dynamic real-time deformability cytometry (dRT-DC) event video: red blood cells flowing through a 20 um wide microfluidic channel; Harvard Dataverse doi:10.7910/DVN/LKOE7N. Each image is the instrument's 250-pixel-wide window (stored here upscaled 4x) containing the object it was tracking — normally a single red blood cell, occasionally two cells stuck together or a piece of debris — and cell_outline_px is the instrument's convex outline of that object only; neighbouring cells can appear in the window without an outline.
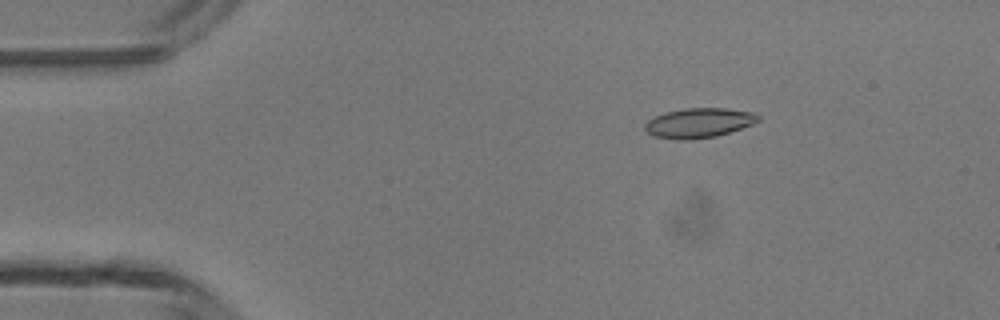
{"species": "common noctule bat (a hibernating species)", "species_latin": "Nyctalus noctula", "temperature_condition": "room temperature", "stored_images_in_passage": 47, "camera_frame_rate_fps": 3000, "um_per_image_px": 0.085, "animal": {"sex": "male", "body_mass_g": 13.3}, "frame": {"image": 1, "passage_image": 8, "time_ms": 2.333, "image_size_px": [1000, 320], "cell_outline_px": [[760, 120], [752, 124], [716, 136], [688, 140], [676, 140], [656, 136], [648, 132], [644, 128], [644, 124], [648, 120], [664, 112], [684, 108], [724, 108], [756, 112], [760, 116]], "centroid_in_image_um": [59.41, 10.43], "position_along_channel_um": 25.6, "area_um2": 19.59}}
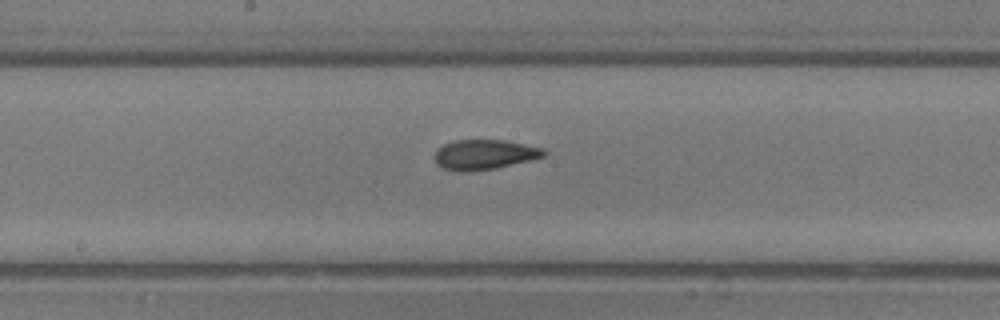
{"frame": {"image": 2, "passage_image": 25, "time_ms": 8.0, "image_size_px": [1000, 320], "cell_outline_px": [[548, 152], [544, 156], [496, 168], [468, 172], [460, 172], [444, 168], [436, 164], [432, 156], [436, 148], [452, 140], [504, 140], [544, 148]], "centroid_in_image_um": [41.11, 13.13], "position_along_channel_um": 207.1, "area_um2": 19.25}}
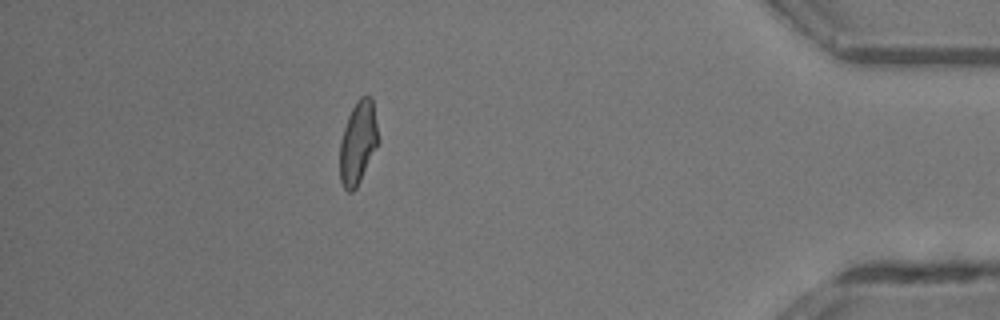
{"frame": {"image": 3, "passage_image": 42, "time_ms": 13.667, "image_size_px": [1000, 320], "cell_outline_px": [[380, 140], [356, 188], [352, 192], [348, 192], [344, 188], [340, 180], [340, 140], [348, 116], [356, 100], [360, 96], [372, 96]], "centroid_in_image_um": [30.44, 12.09], "position_along_channel_um": 404.8, "area_um2": 18.67}, "authors_computed_cell_mechanics": {"area_um2": 18.9584, "velocity_mm_per_s": 4.3815, "shape_relaxation_time_tau1_ms": 4.2208, "shape_relaxation_time_tau2_ms": 2.2513, "deformation_change_tau1": 0.1654, "deformation_change_tau2": 0.1063}}